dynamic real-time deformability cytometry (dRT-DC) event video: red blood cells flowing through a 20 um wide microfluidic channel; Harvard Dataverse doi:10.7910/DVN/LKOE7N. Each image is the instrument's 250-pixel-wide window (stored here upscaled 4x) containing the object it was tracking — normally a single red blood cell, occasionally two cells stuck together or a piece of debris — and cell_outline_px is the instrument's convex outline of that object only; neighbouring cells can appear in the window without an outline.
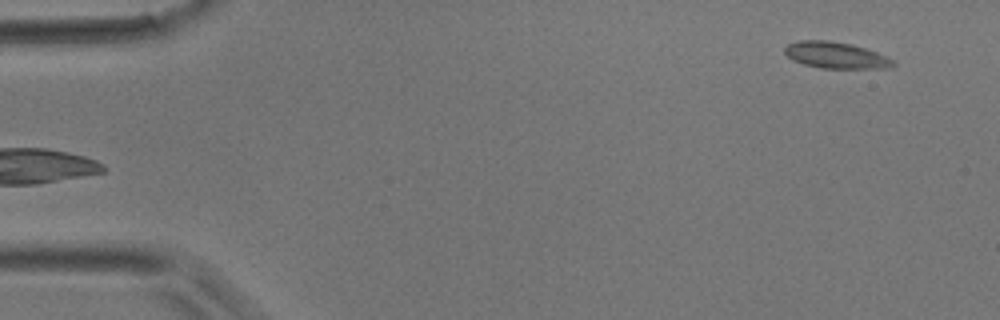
{"species": "common noctule bat (a hibernating species)", "species_latin": "Nyctalus noctula", "temperature_condition": "room temperature", "stored_images_in_passage": 4, "camera_frame_rate_fps": 3000, "um_per_image_px": 0.085, "animal": {"sex": "male", "body_mass_g": 17.9}, "frame": {"image": 1, "passage_image": 4, "time_ms": 1.0, "image_size_px": [1000, 320], "cell_outline_px": [[896, 64], [892, 68], [820, 68], [804, 64], [792, 60], [784, 52], [784, 48], [788, 44], [800, 40], [828, 40], [852, 44], [888, 56]], "centroid_in_image_um": [71.05, 4.69], "position_along_channel_um": 14.0, "area_um2": 16.7}}